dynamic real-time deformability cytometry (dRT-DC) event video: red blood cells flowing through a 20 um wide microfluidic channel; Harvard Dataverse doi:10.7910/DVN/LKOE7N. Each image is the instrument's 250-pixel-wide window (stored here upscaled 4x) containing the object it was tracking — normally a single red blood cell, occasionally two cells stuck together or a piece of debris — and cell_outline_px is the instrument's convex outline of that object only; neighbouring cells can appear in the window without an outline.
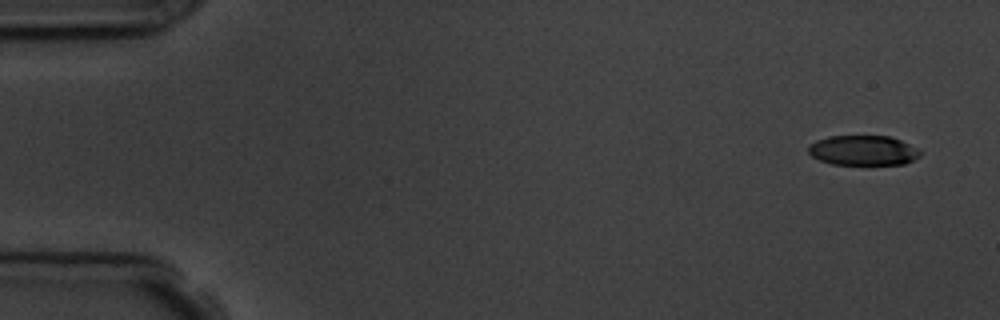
{"species": "common noctule bat (a hibernating species)", "species_latin": "Nyctalus noctula", "temperature_condition": "room temperature", "stored_images_in_passage": 6, "segment_of_instrument_passage": [2, 2], "camera_frame_rate_fps": 3000, "um_per_image_px": 0.085, "animal": {"sex": "male", "body_mass_g": 19.5, "forearm_length_mm": 54.6}, "frame": {"image": 1, "passage_image": 6, "time_ms": 6.667, "image_size_px": [1000, 320], "cell_outline_px": [[920, 156], [904, 164], [832, 164], [820, 160], [812, 156], [808, 152], [808, 148], [816, 140], [828, 136], [888, 136], [900, 140], [916, 148], [920, 152]], "centroid_in_image_um": [73.35, 12.78], "position_along_channel_um": 11.7, "area_um2": 19.25}}